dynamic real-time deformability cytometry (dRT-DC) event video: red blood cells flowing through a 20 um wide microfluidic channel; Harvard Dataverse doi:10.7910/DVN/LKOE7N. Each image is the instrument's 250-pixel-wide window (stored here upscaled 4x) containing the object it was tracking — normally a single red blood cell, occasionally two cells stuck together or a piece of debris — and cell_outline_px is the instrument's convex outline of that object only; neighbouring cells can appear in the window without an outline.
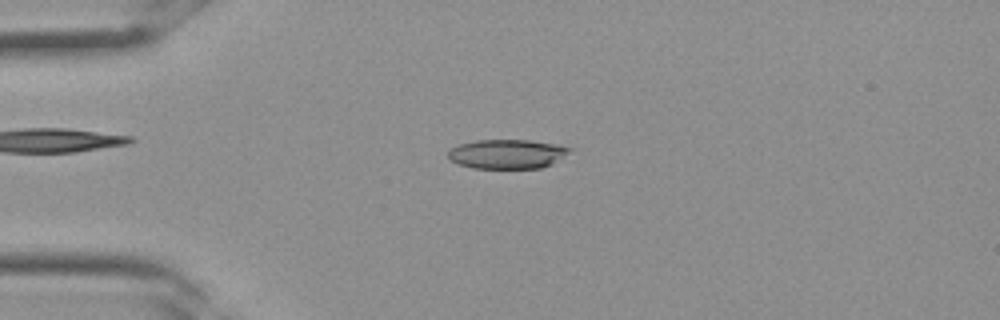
{"species": "Egyptian fruit bat (a non-hibernating species)", "species_latin": "Rousettus aegyptiacus", "temperature_condition": "room temperature", "stored_images_in_passage": 26, "camera_frame_rate_fps": 3000, "um_per_image_px": 0.085, "frame": {"image": 1, "passage_image": 1, "time_ms": 0.0, "image_size_px": [1000, 320], "cell_outline_px": [[572, 148], [568, 152], [552, 164], [540, 168], [472, 168], [456, 164], [448, 156], [448, 152], [452, 148], [460, 144], [476, 140], [528, 140], [560, 144]], "centroid_in_image_um": [43.1, 13.09], "position_along_channel_um": 41.9, "area_um2": 20.69}}
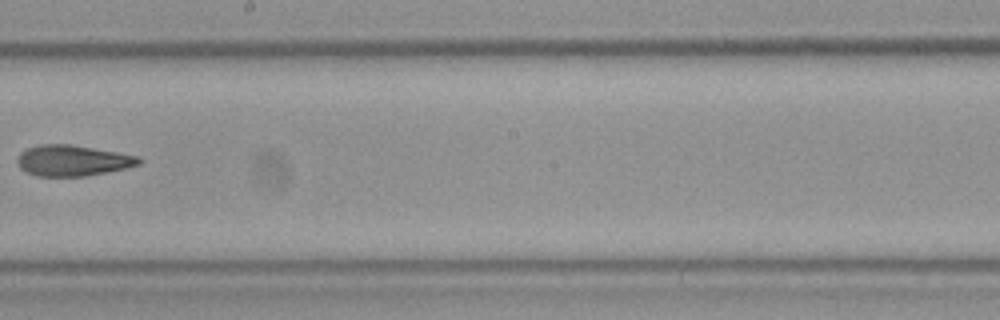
{"frame": {"image": 2, "passage_image": 12, "time_ms": 3.667, "image_size_px": [1000, 320], "cell_outline_px": [[144, 160], [140, 164], [128, 168], [108, 172], [84, 176], [36, 176], [20, 168], [16, 160], [20, 152], [28, 148], [40, 144], [72, 144], [140, 156]], "centroid_in_image_um": [6.21, 13.64], "position_along_channel_um": 242.0, "area_um2": 22.08}}
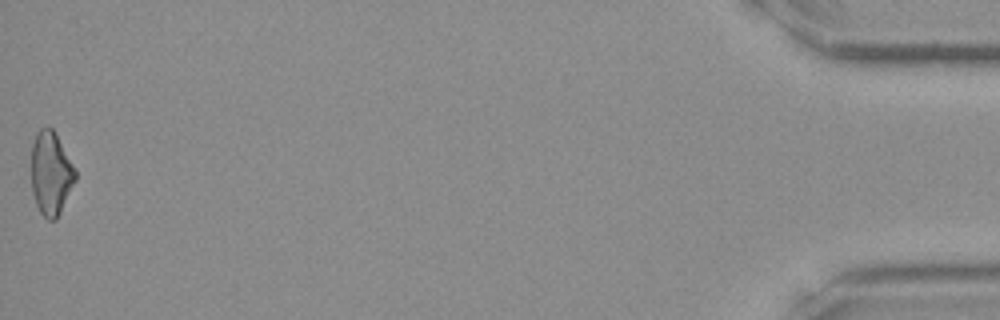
{"frame": {"image": 3, "passage_image": 26, "time_ms": 8.333, "image_size_px": [1000, 320], "cell_outline_px": [[76, 180], [56, 220], [48, 220], [40, 212], [36, 204], [32, 192], [32, 144], [36, 132], [40, 128], [48, 124], [52, 128], [76, 168]], "centroid_in_image_um": [4.33, 14.71], "position_along_channel_um": 430.9, "area_um2": 21.5}}